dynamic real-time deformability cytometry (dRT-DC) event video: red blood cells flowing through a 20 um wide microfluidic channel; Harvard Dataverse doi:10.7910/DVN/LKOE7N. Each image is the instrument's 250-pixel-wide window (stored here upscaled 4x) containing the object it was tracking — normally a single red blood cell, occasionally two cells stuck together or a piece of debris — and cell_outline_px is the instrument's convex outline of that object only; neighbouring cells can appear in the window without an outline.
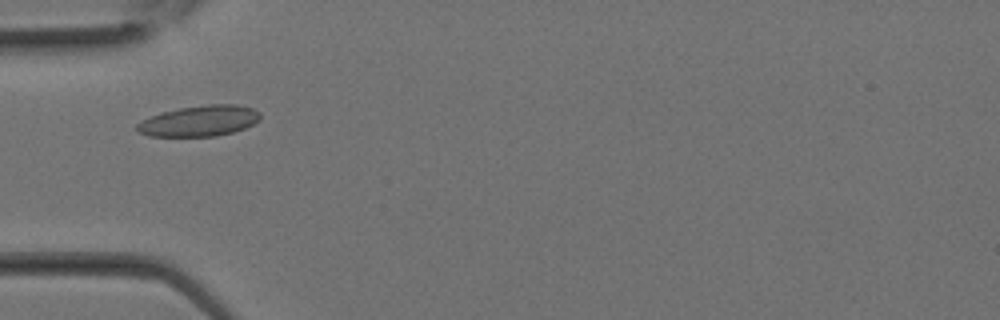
{"species": "Egyptian fruit bat (a non-hibernating species)", "species_latin": "Rousettus aegyptiacus", "temperature_condition": "room temperature", "stored_images_in_passage": 13, "camera_frame_rate_fps": 3000, "um_per_image_px": 0.085, "animal": {"sex": "female"}, "frame": {"image": 1, "passage_image": 4, "time_ms": 1.0, "image_size_px": [1000, 320], "cell_outline_px": [[260, 120], [244, 128], [232, 132], [216, 136], [148, 136], [136, 132], [136, 124], [160, 112], [180, 108], [208, 104], [236, 104], [252, 108], [260, 112]], "centroid_in_image_um": [16.94, 10.28], "position_along_channel_um": 68.1, "area_um2": 22.08}}
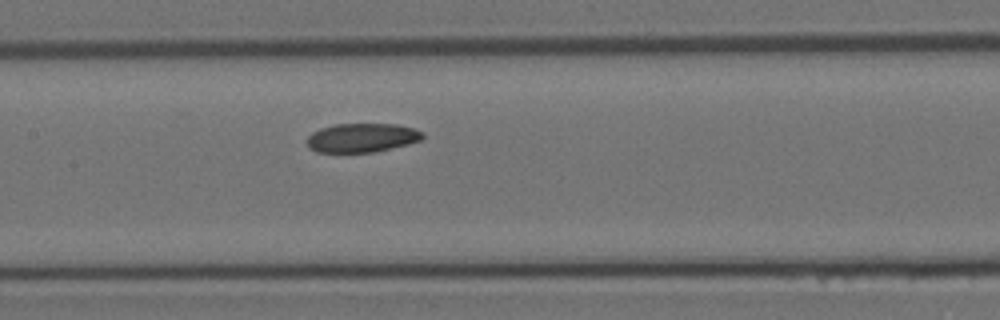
{"frame": {"image": 2, "passage_image": 9, "time_ms": 2.667, "image_size_px": [1000, 320], "cell_outline_px": [[424, 136], [420, 140], [408, 144], [372, 152], [316, 152], [308, 148], [308, 136], [312, 132], [320, 128], [336, 124], [396, 124], [412, 128], [424, 132]], "centroid_in_image_um": [30.75, 11.7], "position_along_channel_um": 176.7, "area_um2": 19.42}}
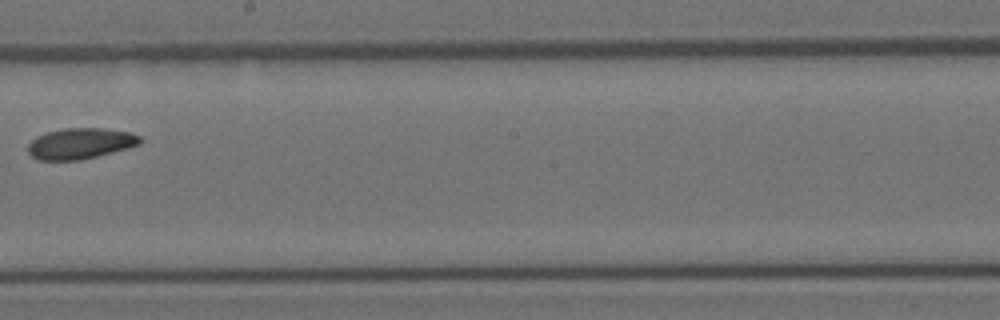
{"frame": {"image": 3, "passage_image": 12, "time_ms": 3.667, "image_size_px": [1000, 320], "cell_outline_px": [[140, 144], [128, 148], [80, 160], [36, 160], [28, 152], [28, 144], [36, 136], [48, 132], [64, 128], [104, 128], [128, 132], [140, 136]], "centroid_in_image_um": [6.8, 12.2], "position_along_channel_um": 241.4, "area_um2": 20.06}}